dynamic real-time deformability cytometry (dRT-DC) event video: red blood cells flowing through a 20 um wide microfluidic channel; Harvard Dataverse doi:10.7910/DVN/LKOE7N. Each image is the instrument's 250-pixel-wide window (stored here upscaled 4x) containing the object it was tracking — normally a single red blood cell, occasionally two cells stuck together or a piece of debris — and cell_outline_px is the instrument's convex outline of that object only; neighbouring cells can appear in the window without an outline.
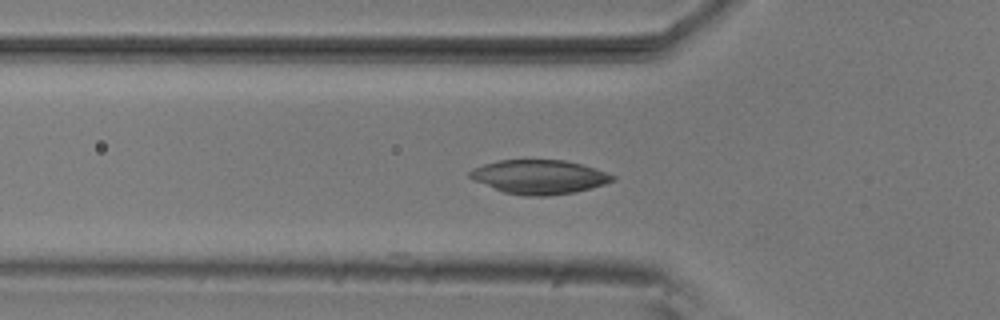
{"species": "common noctule bat (a hibernating species)", "species_latin": "Nyctalus noctula", "temperature_condition": "room temperature", "stored_images_in_passage": 4, "camera_frame_rate_fps": 3000, "um_per_image_px": 0.085, "animal": {"sex": "male", "body_mass_g": 20.5, "forearm_length_mm": 52.5}, "frame": {"image": 1, "passage_image": 3, "time_ms": 0.667, "image_size_px": [1000, 320], "cell_outline_px": [[616, 180], [604, 184], [576, 192], [544, 196], [524, 196], [504, 192], [472, 180], [468, 176], [468, 172], [472, 168], [484, 164], [500, 160], [564, 160], [596, 168], [616, 176]], "centroid_in_image_um": [45.82, 15.04], "position_along_channel_um": 80.0, "area_um2": 28.38}}